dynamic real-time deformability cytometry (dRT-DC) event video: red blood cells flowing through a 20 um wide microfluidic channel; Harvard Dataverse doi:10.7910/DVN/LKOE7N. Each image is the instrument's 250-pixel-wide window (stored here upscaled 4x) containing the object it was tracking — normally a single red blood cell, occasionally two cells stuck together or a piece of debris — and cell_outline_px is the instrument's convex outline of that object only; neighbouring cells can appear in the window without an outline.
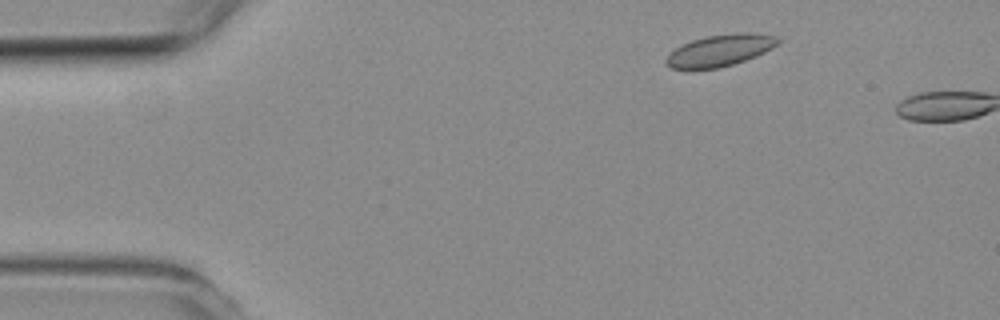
{"species": "common noctule bat (a hibernating species)", "species_latin": "Nyctalus noctula", "temperature_condition": "room temperature", "stored_images_in_passage": 3, "camera_frame_rate_fps": 3000, "um_per_image_px": 0.085, "animal": {"sex": "female", "body_mass_g": 19.3, "forearm_length_mm": 54.1}, "frame": {"image": 1, "passage_image": 2, "time_ms": 1.0, "image_size_px": [1000, 320], "cell_outline_px": [[780, 40], [772, 48], [756, 56], [732, 64], [716, 68], [688, 72], [668, 68], [664, 60], [676, 48], [692, 40], [708, 36], [736, 32], [744, 32], [776, 36]], "centroid_in_image_um": [61.12, 4.33], "position_along_channel_um": 23.9, "area_um2": 20.87}}